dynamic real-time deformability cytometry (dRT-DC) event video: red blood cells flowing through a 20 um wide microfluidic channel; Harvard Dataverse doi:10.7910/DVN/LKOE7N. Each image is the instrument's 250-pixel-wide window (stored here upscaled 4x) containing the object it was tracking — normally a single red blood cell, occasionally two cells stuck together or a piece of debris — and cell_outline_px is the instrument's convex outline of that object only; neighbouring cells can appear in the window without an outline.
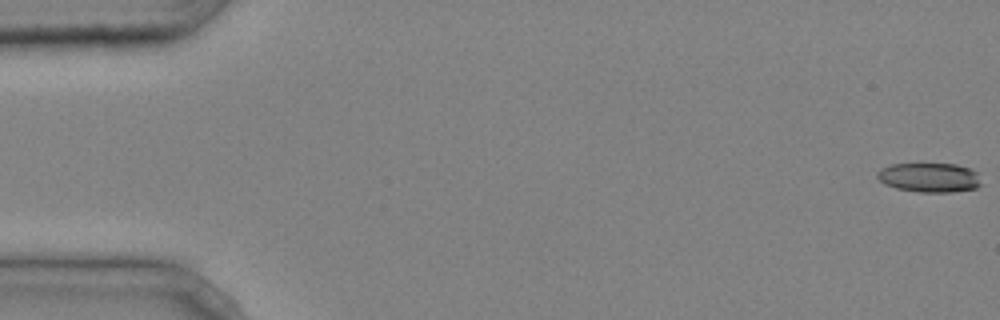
{"species": "common noctule bat (a hibernating species)", "species_latin": "Nyctalus noctula", "temperature_condition": "cold", "stored_images_in_passage": 5, "camera_frame_rate_fps": 3000, "um_per_image_px": 0.085, "animal": {"sex": "male", "body_mass_g": 20.4}, "frame": {"image": 1, "passage_image": 1, "time_ms": 0.0, "image_size_px": [1000, 320], "cell_outline_px": [[980, 184], [976, 188], [952, 192], [920, 192], [896, 188], [884, 184], [876, 176], [876, 172], [880, 168], [892, 164], [956, 164], [972, 168], [976, 172]], "centroid_in_image_um": [78.97, 15.08], "position_along_channel_um": 6.0, "area_um2": 17.8}}
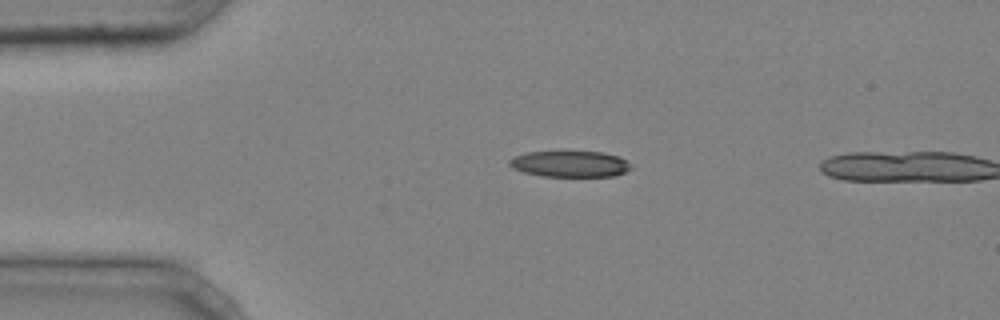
{"frame": {"image": 2, "passage_image": 4, "time_ms": 1.0, "image_size_px": [1000, 320], "cell_outline_px": [[632, 168], [616, 176], [540, 176], [524, 172], [512, 168], [508, 164], [508, 160], [512, 156], [528, 152], [604, 152], [620, 156], [632, 164]], "centroid_in_image_um": [48.45, 13.93], "position_along_channel_um": 36.5, "area_um2": 18.67}}